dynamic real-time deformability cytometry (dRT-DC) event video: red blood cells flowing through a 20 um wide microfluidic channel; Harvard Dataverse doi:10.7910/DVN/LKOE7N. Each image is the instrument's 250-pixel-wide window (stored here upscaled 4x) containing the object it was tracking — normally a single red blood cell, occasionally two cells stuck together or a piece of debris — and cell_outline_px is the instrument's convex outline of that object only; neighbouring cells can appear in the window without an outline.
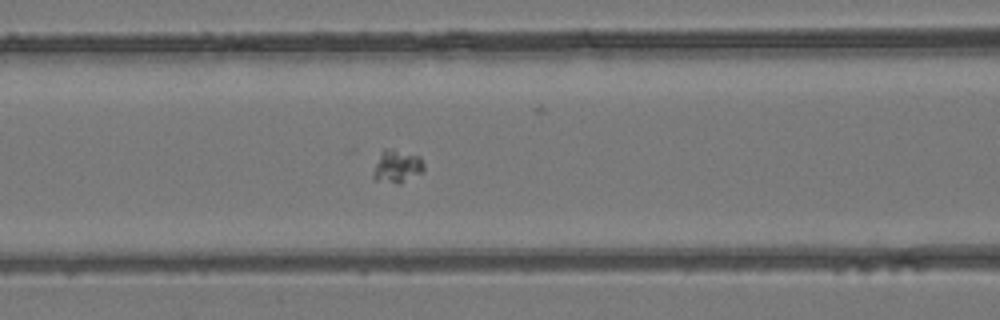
{"species": "common noctule bat (a hibernating species)", "species_latin": "Nyctalus noctula", "temperature_condition": "room temperature", "stored_images_in_passage": 52, "camera_frame_rate_fps": 3000, "um_per_image_px": 0.085, "animal": {"sex": "female", "body_mass_g": 24.6, "forearm_length_mm": 56.2}, "frame": {"image": 1, "passage_image": 23, "time_ms": 7.333, "image_size_px": [1000, 320], "cell_outline_px": [[424, 172], [400, 184], [396, 184], [376, 180], [372, 176], [372, 172], [380, 152], [384, 148], [392, 148], [420, 156], [424, 164]], "centroid_in_image_um": [33.75, 14.14], "position_along_channel_um": 132.8, "area_um2": 10.0}}